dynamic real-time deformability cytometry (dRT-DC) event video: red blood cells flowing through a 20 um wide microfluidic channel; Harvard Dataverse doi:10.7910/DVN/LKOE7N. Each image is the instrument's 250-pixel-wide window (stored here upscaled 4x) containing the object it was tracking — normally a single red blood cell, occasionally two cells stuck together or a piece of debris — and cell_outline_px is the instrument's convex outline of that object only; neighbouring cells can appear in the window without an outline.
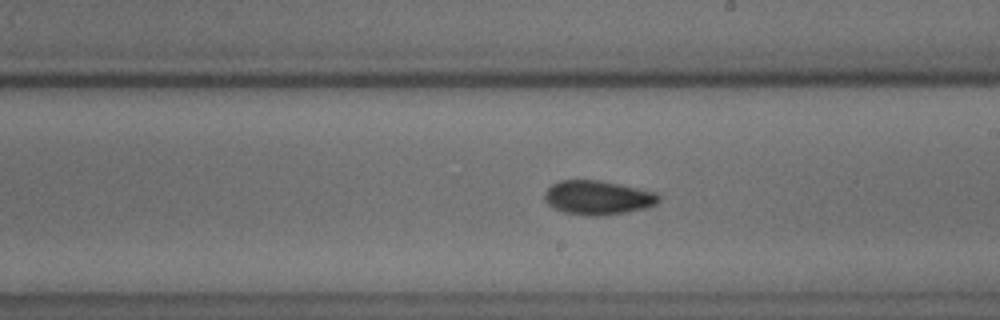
{"species": "common noctule bat (a hibernating species)", "species_latin": "Nyctalus noctula", "temperature_condition": "cold", "stored_images_in_passage": 23, "camera_frame_rate_fps": 3000, "um_per_image_px": 0.085, "animal": {"sex": "male", "body_mass_g": 18.8}, "frame": {"image": 1, "passage_image": 17, "time_ms": 5.333, "image_size_px": [1000, 320], "cell_outline_px": [[660, 200], [656, 204], [648, 208], [628, 212], [604, 216], [588, 216], [564, 212], [552, 208], [544, 200], [544, 192], [552, 184], [560, 180], [600, 180], [656, 192], [660, 196]], "centroid_in_image_um": [50.81, 16.81], "position_along_channel_um": 238.2, "area_um2": 23.0}}